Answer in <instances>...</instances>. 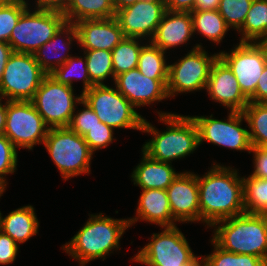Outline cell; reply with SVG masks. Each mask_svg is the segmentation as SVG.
Masks as SVG:
<instances>
[{"label":"cell","instance_id":"6da1fadb","mask_svg":"<svg viewBox=\"0 0 267 266\" xmlns=\"http://www.w3.org/2000/svg\"><path fill=\"white\" fill-rule=\"evenodd\" d=\"M199 176L200 222L210 228L215 222L245 213L243 179L238 169L213 162Z\"/></svg>","mask_w":267,"mask_h":266},{"label":"cell","instance_id":"7a4b0ae2","mask_svg":"<svg viewBox=\"0 0 267 266\" xmlns=\"http://www.w3.org/2000/svg\"><path fill=\"white\" fill-rule=\"evenodd\" d=\"M155 112L158 122L167 126L166 130L160 131L145 119L141 132L152 135V138L142 145L141 150L154 160L168 163L193 154L199 147V138L192 117L160 110Z\"/></svg>","mask_w":267,"mask_h":266},{"label":"cell","instance_id":"3957f363","mask_svg":"<svg viewBox=\"0 0 267 266\" xmlns=\"http://www.w3.org/2000/svg\"><path fill=\"white\" fill-rule=\"evenodd\" d=\"M128 228V218L115 219L101 212L89 214L82 228L61 248L78 260L79 266L96 259L104 261L113 251L120 250V240Z\"/></svg>","mask_w":267,"mask_h":266},{"label":"cell","instance_id":"277c9868","mask_svg":"<svg viewBox=\"0 0 267 266\" xmlns=\"http://www.w3.org/2000/svg\"><path fill=\"white\" fill-rule=\"evenodd\" d=\"M212 240L222 249L267 263V214L243 213L215 222Z\"/></svg>","mask_w":267,"mask_h":266},{"label":"cell","instance_id":"5b68a950","mask_svg":"<svg viewBox=\"0 0 267 266\" xmlns=\"http://www.w3.org/2000/svg\"><path fill=\"white\" fill-rule=\"evenodd\" d=\"M64 181L82 174H91L94 153L83 136L69 127L49 128L42 144Z\"/></svg>","mask_w":267,"mask_h":266},{"label":"cell","instance_id":"8992f818","mask_svg":"<svg viewBox=\"0 0 267 266\" xmlns=\"http://www.w3.org/2000/svg\"><path fill=\"white\" fill-rule=\"evenodd\" d=\"M131 258L145 266H201V256L192 251L188 240L177 226L163 227Z\"/></svg>","mask_w":267,"mask_h":266},{"label":"cell","instance_id":"52a82bcc","mask_svg":"<svg viewBox=\"0 0 267 266\" xmlns=\"http://www.w3.org/2000/svg\"><path fill=\"white\" fill-rule=\"evenodd\" d=\"M114 87V88H113ZM84 100L101 122L115 129L142 130L145 117L110 85H94L82 94Z\"/></svg>","mask_w":267,"mask_h":266},{"label":"cell","instance_id":"ba28073f","mask_svg":"<svg viewBox=\"0 0 267 266\" xmlns=\"http://www.w3.org/2000/svg\"><path fill=\"white\" fill-rule=\"evenodd\" d=\"M65 22L63 12L32 9L29 6L13 28L9 45L13 52L34 54L39 47L53 38Z\"/></svg>","mask_w":267,"mask_h":266},{"label":"cell","instance_id":"9c48e42d","mask_svg":"<svg viewBox=\"0 0 267 266\" xmlns=\"http://www.w3.org/2000/svg\"><path fill=\"white\" fill-rule=\"evenodd\" d=\"M191 47L192 49L178 61L169 64L167 83L169 98L181 93L200 92L206 89L212 65L219 57V53L210 55L201 42Z\"/></svg>","mask_w":267,"mask_h":266},{"label":"cell","instance_id":"30bf717a","mask_svg":"<svg viewBox=\"0 0 267 266\" xmlns=\"http://www.w3.org/2000/svg\"><path fill=\"white\" fill-rule=\"evenodd\" d=\"M74 90L50 75L43 78L31 101L49 128L69 126L76 105L82 100V94L76 95Z\"/></svg>","mask_w":267,"mask_h":266},{"label":"cell","instance_id":"8fae6325","mask_svg":"<svg viewBox=\"0 0 267 266\" xmlns=\"http://www.w3.org/2000/svg\"><path fill=\"white\" fill-rule=\"evenodd\" d=\"M46 75L33 54L13 52L0 80V98L31 101Z\"/></svg>","mask_w":267,"mask_h":266},{"label":"cell","instance_id":"7c38bea8","mask_svg":"<svg viewBox=\"0 0 267 266\" xmlns=\"http://www.w3.org/2000/svg\"><path fill=\"white\" fill-rule=\"evenodd\" d=\"M48 131L32 101H7L4 135L17 149L33 151L35 145L43 144Z\"/></svg>","mask_w":267,"mask_h":266},{"label":"cell","instance_id":"4fadbf2b","mask_svg":"<svg viewBox=\"0 0 267 266\" xmlns=\"http://www.w3.org/2000/svg\"><path fill=\"white\" fill-rule=\"evenodd\" d=\"M198 128L199 146L208 142L220 147L246 151L250 154L251 143L248 125L243 128L242 122H247L243 112L229 111L228 118L216 119L210 116H191Z\"/></svg>","mask_w":267,"mask_h":266},{"label":"cell","instance_id":"5bb4252c","mask_svg":"<svg viewBox=\"0 0 267 266\" xmlns=\"http://www.w3.org/2000/svg\"><path fill=\"white\" fill-rule=\"evenodd\" d=\"M219 57L235 75L243 94L250 99L267 62L255 42H239L229 52L220 51Z\"/></svg>","mask_w":267,"mask_h":266},{"label":"cell","instance_id":"9a60e30c","mask_svg":"<svg viewBox=\"0 0 267 266\" xmlns=\"http://www.w3.org/2000/svg\"><path fill=\"white\" fill-rule=\"evenodd\" d=\"M165 11L164 0H139L116 11L115 18L125 37L150 41Z\"/></svg>","mask_w":267,"mask_h":266},{"label":"cell","instance_id":"2e32d148","mask_svg":"<svg viewBox=\"0 0 267 266\" xmlns=\"http://www.w3.org/2000/svg\"><path fill=\"white\" fill-rule=\"evenodd\" d=\"M167 83L168 79L148 78L134 68L116 76L112 85L138 109L169 98Z\"/></svg>","mask_w":267,"mask_h":266},{"label":"cell","instance_id":"e0dca14e","mask_svg":"<svg viewBox=\"0 0 267 266\" xmlns=\"http://www.w3.org/2000/svg\"><path fill=\"white\" fill-rule=\"evenodd\" d=\"M166 191L176 222H200L198 174L186 170L180 172Z\"/></svg>","mask_w":267,"mask_h":266},{"label":"cell","instance_id":"ac0fdd59","mask_svg":"<svg viewBox=\"0 0 267 266\" xmlns=\"http://www.w3.org/2000/svg\"><path fill=\"white\" fill-rule=\"evenodd\" d=\"M205 90L210 100L223 105L228 111L243 112L249 104L232 70L220 57L212 65Z\"/></svg>","mask_w":267,"mask_h":266},{"label":"cell","instance_id":"d6986e66","mask_svg":"<svg viewBox=\"0 0 267 266\" xmlns=\"http://www.w3.org/2000/svg\"><path fill=\"white\" fill-rule=\"evenodd\" d=\"M74 24L81 50L112 51L126 38L115 17L84 19Z\"/></svg>","mask_w":267,"mask_h":266},{"label":"cell","instance_id":"ffe728a7","mask_svg":"<svg viewBox=\"0 0 267 266\" xmlns=\"http://www.w3.org/2000/svg\"><path fill=\"white\" fill-rule=\"evenodd\" d=\"M194 35L190 12H172L166 10L156 32L150 42L160 50H167L187 46Z\"/></svg>","mask_w":267,"mask_h":266},{"label":"cell","instance_id":"44dd1931","mask_svg":"<svg viewBox=\"0 0 267 266\" xmlns=\"http://www.w3.org/2000/svg\"><path fill=\"white\" fill-rule=\"evenodd\" d=\"M74 42L78 44L75 24L65 22L53 38L39 47L33 55L41 69L50 75L73 55L70 50Z\"/></svg>","mask_w":267,"mask_h":266},{"label":"cell","instance_id":"7402d4cb","mask_svg":"<svg viewBox=\"0 0 267 266\" xmlns=\"http://www.w3.org/2000/svg\"><path fill=\"white\" fill-rule=\"evenodd\" d=\"M136 215L128 218L132 227L137 221H144L159 227L177 226L173 219L169 199L166 190L162 189H141Z\"/></svg>","mask_w":267,"mask_h":266},{"label":"cell","instance_id":"603a6c76","mask_svg":"<svg viewBox=\"0 0 267 266\" xmlns=\"http://www.w3.org/2000/svg\"><path fill=\"white\" fill-rule=\"evenodd\" d=\"M141 161L131 173L134 186L141 189L166 190L180 172H176L172 163L150 158L141 150Z\"/></svg>","mask_w":267,"mask_h":266},{"label":"cell","instance_id":"cb8c5ba5","mask_svg":"<svg viewBox=\"0 0 267 266\" xmlns=\"http://www.w3.org/2000/svg\"><path fill=\"white\" fill-rule=\"evenodd\" d=\"M0 217V230L9 235L19 246L39 232L40 222L33 205H25Z\"/></svg>","mask_w":267,"mask_h":266},{"label":"cell","instance_id":"d4e9b609","mask_svg":"<svg viewBox=\"0 0 267 266\" xmlns=\"http://www.w3.org/2000/svg\"><path fill=\"white\" fill-rule=\"evenodd\" d=\"M112 0H69L64 10L66 22L76 23L84 19H109L115 17Z\"/></svg>","mask_w":267,"mask_h":266},{"label":"cell","instance_id":"484cf974","mask_svg":"<svg viewBox=\"0 0 267 266\" xmlns=\"http://www.w3.org/2000/svg\"><path fill=\"white\" fill-rule=\"evenodd\" d=\"M194 34L202 35L210 43L219 45L230 27L226 24L218 10L192 11L190 12Z\"/></svg>","mask_w":267,"mask_h":266},{"label":"cell","instance_id":"4316f807","mask_svg":"<svg viewBox=\"0 0 267 266\" xmlns=\"http://www.w3.org/2000/svg\"><path fill=\"white\" fill-rule=\"evenodd\" d=\"M146 40L141 38H124L112 50L114 77L138 67L139 54Z\"/></svg>","mask_w":267,"mask_h":266},{"label":"cell","instance_id":"83f0119b","mask_svg":"<svg viewBox=\"0 0 267 266\" xmlns=\"http://www.w3.org/2000/svg\"><path fill=\"white\" fill-rule=\"evenodd\" d=\"M239 42H256L267 34V0H253L243 26L237 31Z\"/></svg>","mask_w":267,"mask_h":266},{"label":"cell","instance_id":"f1b7e54d","mask_svg":"<svg viewBox=\"0 0 267 266\" xmlns=\"http://www.w3.org/2000/svg\"><path fill=\"white\" fill-rule=\"evenodd\" d=\"M166 53L148 41L139 54L140 73L152 79H168L169 63ZM168 63V64H167Z\"/></svg>","mask_w":267,"mask_h":266},{"label":"cell","instance_id":"f546056e","mask_svg":"<svg viewBox=\"0 0 267 266\" xmlns=\"http://www.w3.org/2000/svg\"><path fill=\"white\" fill-rule=\"evenodd\" d=\"M82 56H71L63 65L56 68L50 76L57 82L73 87V82L81 80L83 83L81 94L94 85L90 82L84 53ZM75 80V81H74Z\"/></svg>","mask_w":267,"mask_h":266},{"label":"cell","instance_id":"4dcf8cb0","mask_svg":"<svg viewBox=\"0 0 267 266\" xmlns=\"http://www.w3.org/2000/svg\"><path fill=\"white\" fill-rule=\"evenodd\" d=\"M243 114L252 146L267 147V103L249 102Z\"/></svg>","mask_w":267,"mask_h":266},{"label":"cell","instance_id":"1f68e13d","mask_svg":"<svg viewBox=\"0 0 267 266\" xmlns=\"http://www.w3.org/2000/svg\"><path fill=\"white\" fill-rule=\"evenodd\" d=\"M213 251L207 256L201 255V266H267V263L257 256L236 254L219 247L212 239Z\"/></svg>","mask_w":267,"mask_h":266},{"label":"cell","instance_id":"d6a6232c","mask_svg":"<svg viewBox=\"0 0 267 266\" xmlns=\"http://www.w3.org/2000/svg\"><path fill=\"white\" fill-rule=\"evenodd\" d=\"M81 52L85 55L90 82L93 85H105L104 82L109 78H112L114 83L112 51L81 50Z\"/></svg>","mask_w":267,"mask_h":266},{"label":"cell","instance_id":"836d02e7","mask_svg":"<svg viewBox=\"0 0 267 266\" xmlns=\"http://www.w3.org/2000/svg\"><path fill=\"white\" fill-rule=\"evenodd\" d=\"M245 213L267 214V178L243 176Z\"/></svg>","mask_w":267,"mask_h":266},{"label":"cell","instance_id":"e575fe53","mask_svg":"<svg viewBox=\"0 0 267 266\" xmlns=\"http://www.w3.org/2000/svg\"><path fill=\"white\" fill-rule=\"evenodd\" d=\"M253 0H220L218 12L226 24L238 31L244 24Z\"/></svg>","mask_w":267,"mask_h":266},{"label":"cell","instance_id":"d590c367","mask_svg":"<svg viewBox=\"0 0 267 266\" xmlns=\"http://www.w3.org/2000/svg\"><path fill=\"white\" fill-rule=\"evenodd\" d=\"M30 6L27 0H13L0 7V42L8 43L11 32L18 23L21 14Z\"/></svg>","mask_w":267,"mask_h":266},{"label":"cell","instance_id":"8d00e7d4","mask_svg":"<svg viewBox=\"0 0 267 266\" xmlns=\"http://www.w3.org/2000/svg\"><path fill=\"white\" fill-rule=\"evenodd\" d=\"M18 165L17 148L5 135L0 136V179L8 185L6 179L9 174H14Z\"/></svg>","mask_w":267,"mask_h":266},{"label":"cell","instance_id":"74e56055","mask_svg":"<svg viewBox=\"0 0 267 266\" xmlns=\"http://www.w3.org/2000/svg\"><path fill=\"white\" fill-rule=\"evenodd\" d=\"M80 104L83 108L76 111V109H78V105ZM98 122H100V119L96 113L84 100H81L76 105L72 120L68 127L80 136H84L91 128L98 125Z\"/></svg>","mask_w":267,"mask_h":266},{"label":"cell","instance_id":"f35d334b","mask_svg":"<svg viewBox=\"0 0 267 266\" xmlns=\"http://www.w3.org/2000/svg\"><path fill=\"white\" fill-rule=\"evenodd\" d=\"M114 131L112 127L100 121L98 125L91 128L83 137L90 150L95 153L97 150L107 148L109 144L116 140V137L113 136L115 134Z\"/></svg>","mask_w":267,"mask_h":266},{"label":"cell","instance_id":"ab89813d","mask_svg":"<svg viewBox=\"0 0 267 266\" xmlns=\"http://www.w3.org/2000/svg\"><path fill=\"white\" fill-rule=\"evenodd\" d=\"M18 254L19 245L9 235L0 230V265L14 263Z\"/></svg>","mask_w":267,"mask_h":266},{"label":"cell","instance_id":"60d3db41","mask_svg":"<svg viewBox=\"0 0 267 266\" xmlns=\"http://www.w3.org/2000/svg\"><path fill=\"white\" fill-rule=\"evenodd\" d=\"M251 152L253 153V172L250 174L252 177L265 179L267 178V147L252 146Z\"/></svg>","mask_w":267,"mask_h":266},{"label":"cell","instance_id":"b9f144b4","mask_svg":"<svg viewBox=\"0 0 267 266\" xmlns=\"http://www.w3.org/2000/svg\"><path fill=\"white\" fill-rule=\"evenodd\" d=\"M249 102L267 103V64L259 78L255 93L249 99Z\"/></svg>","mask_w":267,"mask_h":266},{"label":"cell","instance_id":"7bdbcfd3","mask_svg":"<svg viewBox=\"0 0 267 266\" xmlns=\"http://www.w3.org/2000/svg\"><path fill=\"white\" fill-rule=\"evenodd\" d=\"M196 0H164L165 8L172 12H192Z\"/></svg>","mask_w":267,"mask_h":266},{"label":"cell","instance_id":"ee69618b","mask_svg":"<svg viewBox=\"0 0 267 266\" xmlns=\"http://www.w3.org/2000/svg\"><path fill=\"white\" fill-rule=\"evenodd\" d=\"M69 0H34V9L55 10L64 12ZM37 7V8H36Z\"/></svg>","mask_w":267,"mask_h":266},{"label":"cell","instance_id":"f6af8a7d","mask_svg":"<svg viewBox=\"0 0 267 266\" xmlns=\"http://www.w3.org/2000/svg\"><path fill=\"white\" fill-rule=\"evenodd\" d=\"M13 53L8 43L0 42V80L10 55Z\"/></svg>","mask_w":267,"mask_h":266},{"label":"cell","instance_id":"bcb514c9","mask_svg":"<svg viewBox=\"0 0 267 266\" xmlns=\"http://www.w3.org/2000/svg\"><path fill=\"white\" fill-rule=\"evenodd\" d=\"M220 0H196L193 11L218 10Z\"/></svg>","mask_w":267,"mask_h":266},{"label":"cell","instance_id":"7dc6e473","mask_svg":"<svg viewBox=\"0 0 267 266\" xmlns=\"http://www.w3.org/2000/svg\"><path fill=\"white\" fill-rule=\"evenodd\" d=\"M0 98V136L4 135L7 115V100ZM3 102V103H2Z\"/></svg>","mask_w":267,"mask_h":266},{"label":"cell","instance_id":"c3c4849f","mask_svg":"<svg viewBox=\"0 0 267 266\" xmlns=\"http://www.w3.org/2000/svg\"><path fill=\"white\" fill-rule=\"evenodd\" d=\"M139 0H112L115 11L131 6Z\"/></svg>","mask_w":267,"mask_h":266},{"label":"cell","instance_id":"681fc988","mask_svg":"<svg viewBox=\"0 0 267 266\" xmlns=\"http://www.w3.org/2000/svg\"><path fill=\"white\" fill-rule=\"evenodd\" d=\"M255 43L262 50L264 58L267 62V34L260 37Z\"/></svg>","mask_w":267,"mask_h":266},{"label":"cell","instance_id":"f907efd6","mask_svg":"<svg viewBox=\"0 0 267 266\" xmlns=\"http://www.w3.org/2000/svg\"><path fill=\"white\" fill-rule=\"evenodd\" d=\"M6 189H7V184L0 179V198L1 196H3V193H5Z\"/></svg>","mask_w":267,"mask_h":266},{"label":"cell","instance_id":"816d5d0a","mask_svg":"<svg viewBox=\"0 0 267 266\" xmlns=\"http://www.w3.org/2000/svg\"><path fill=\"white\" fill-rule=\"evenodd\" d=\"M13 0H0V7L11 3Z\"/></svg>","mask_w":267,"mask_h":266}]
</instances>
